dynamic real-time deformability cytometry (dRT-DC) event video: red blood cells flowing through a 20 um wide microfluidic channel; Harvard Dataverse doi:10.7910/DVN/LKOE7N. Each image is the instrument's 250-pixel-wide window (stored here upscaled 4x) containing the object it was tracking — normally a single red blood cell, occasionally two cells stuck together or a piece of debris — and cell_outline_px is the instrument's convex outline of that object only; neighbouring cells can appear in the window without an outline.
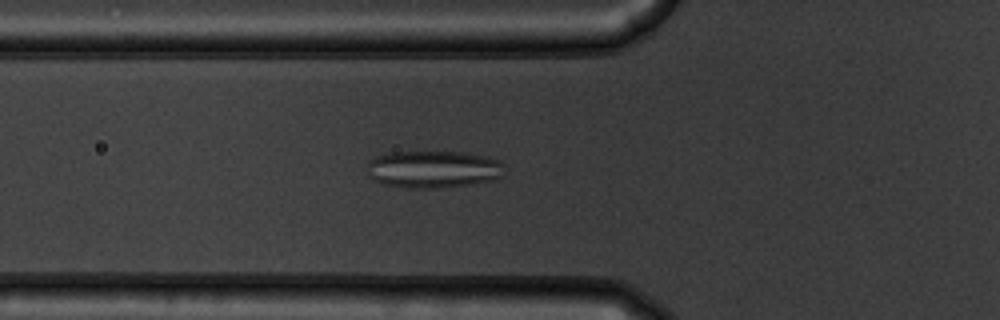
{"species": "common noctule bat (a hibernating species)", "species_latin": "Nyctalus noctula", "temperature_condition": "warm", "stored_images_in_passage": 54, "camera_frame_rate_fps": 3000, "um_per_image_px": 0.085, "animal": {"sex": "male", "body_mass_g": 19.5, "forearm_length_mm": 54.6}, "frame": {"image": 1, "passage_image": 19, "time_ms": 6.0, "image_size_px": [1000, 320], "cell_outline_px": [[504, 176], [496, 180], [472, 184], [444, 188], [404, 188], [380, 184], [372, 180], [368, 176], [368, 160], [376, 156], [392, 152], [468, 152], [488, 156], [500, 160], [504, 164]], "centroid_in_image_um": [36.87, 14.4], "position_along_channel_um": 88.9, "area_um2": 30.69}}
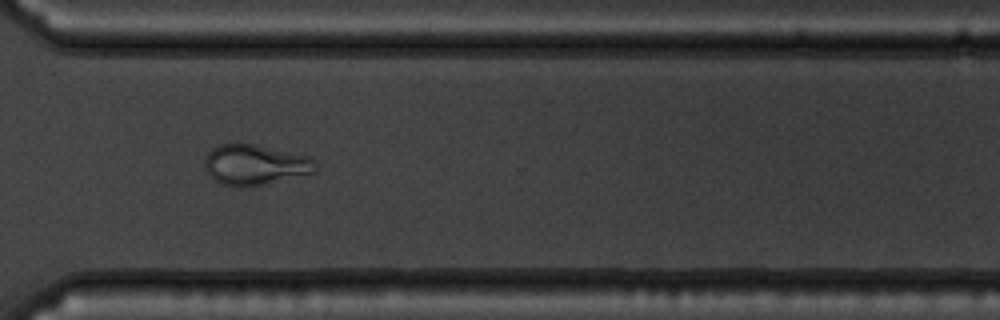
{"frame": {"image": 2, "passage_image": 40, "time_ms": 13.0, "image_size_px": [1000, 320], "cell_outline_px": [[316, 172], [260, 184], [240, 188], [236, 188], [220, 184], [212, 180], [204, 168], [204, 156], [212, 148], [220, 144], [236, 140], [308, 156], [312, 160], [316, 168]], "centroid_in_image_um": [21.55, 13.98], "position_along_channel_um": 349.1, "area_um2": 26.47}}
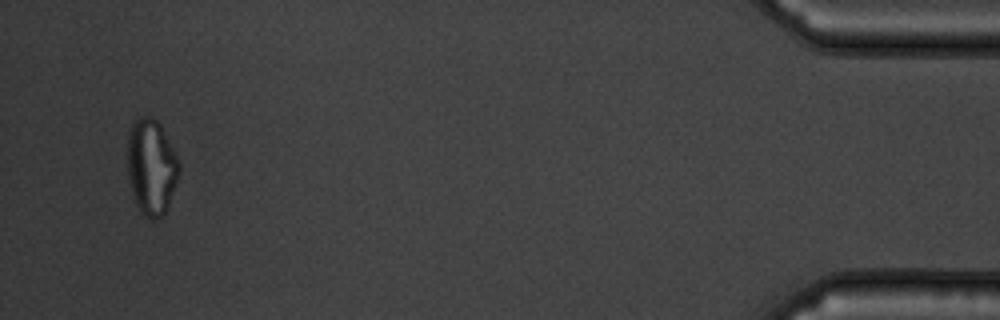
{"frame": {"image": 3, "passage_image": 52, "time_ms": 17.0, "image_size_px": [1000, 320], "cell_outline_px": [[180, 172], [164, 216], [156, 220], [152, 220], [144, 216], [140, 212], [136, 204], [128, 180], [128, 132], [132, 124], [140, 116], [152, 116], [160, 124], [180, 160]], "centroid_in_image_um": [12.88, 14.2], "position_along_channel_um": 422.3, "area_um2": 29.13}, "authors_computed_cell_mechanics": {"area_um2": 28.2064, "velocity_mm_per_s": 3.7241, "shape_relaxation_time_tau1_ms": null, "shape_relaxation_time_tau2_ms": 0.9502, "deformation_change_tau1": null, "deformation_change_tau2": 0.0823}}